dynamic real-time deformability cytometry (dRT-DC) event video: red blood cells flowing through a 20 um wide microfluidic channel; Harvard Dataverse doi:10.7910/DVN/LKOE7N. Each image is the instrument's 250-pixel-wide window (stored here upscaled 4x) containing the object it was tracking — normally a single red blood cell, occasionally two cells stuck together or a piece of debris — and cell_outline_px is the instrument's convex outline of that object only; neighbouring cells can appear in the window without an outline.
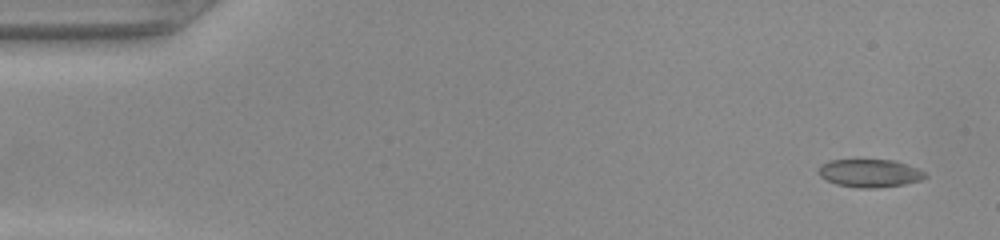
{"species": "common noctule bat (a hibernating species)", "species_latin": "Nyctalus noctula", "temperature_condition": "warm", "stored_images_in_passage": 47, "camera_frame_rate_fps": 3000, "um_per_image_px": 0.085, "animal": {"sex": "female", "body_mass_g": 22.0, "forearm_length_mm": 56.7}, "frame": {"image": 1, "passage_image": 1, "time_ms": 0.0, "image_size_px": [1000, 240], "cell_outline_px": [[928, 176], [920, 180], [904, 184], [872, 188], [860, 188], [836, 184], [820, 176], [820, 164], [828, 160], [896, 160], [916, 168], [924, 172]], "centroid_in_image_um": [73.93, 14.71], "position_along_channel_um": 11.1, "area_um2": 17.17}}
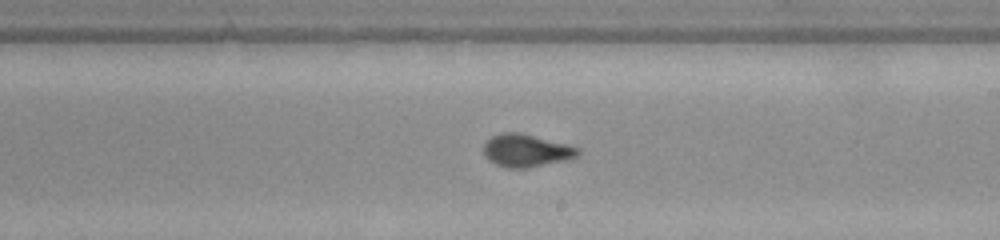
{"frame": {"image": 2, "passage_image": 27, "time_ms": 8.667, "image_size_px": [1000, 240], "cell_outline_px": [[580, 152], [576, 156], [568, 160], [528, 168], [504, 168], [488, 160], [484, 156], [484, 144], [492, 136], [504, 132], [520, 132], [568, 144], [580, 148]], "centroid_in_image_um": [44.74, 12.8], "position_along_channel_um": 244.3, "area_um2": 18.15}}
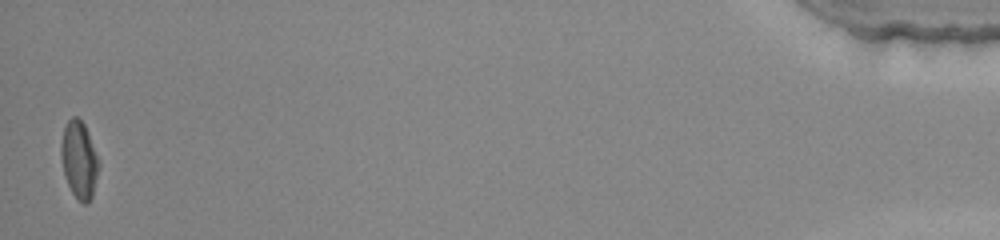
{"frame": {"image": 3, "passage_image": 47, "time_ms": 15.333, "image_size_px": [1000, 240], "cell_outline_px": [[100, 164], [92, 196], [88, 204], [84, 204], [72, 192], [68, 184], [64, 172], [60, 156], [60, 144], [64, 128], [68, 120], [72, 116], [76, 116], [84, 124]], "centroid_in_image_um": [6.71, 13.58], "position_along_channel_um": 428.5, "area_um2": 16.7}}